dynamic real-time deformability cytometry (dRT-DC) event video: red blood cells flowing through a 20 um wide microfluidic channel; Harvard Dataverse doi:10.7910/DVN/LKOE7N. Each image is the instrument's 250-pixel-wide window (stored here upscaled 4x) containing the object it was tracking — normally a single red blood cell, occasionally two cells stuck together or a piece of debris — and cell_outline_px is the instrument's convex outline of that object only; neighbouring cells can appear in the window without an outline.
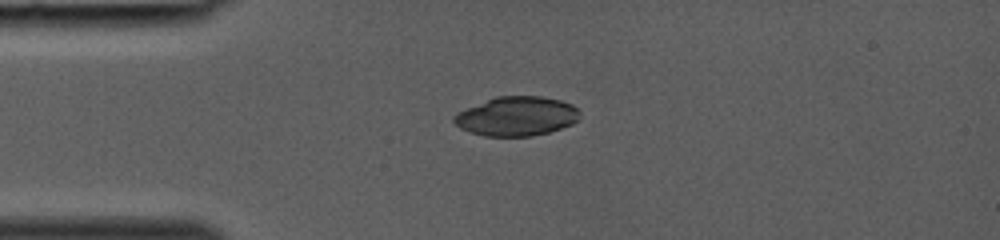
{"species": "common noctule bat (a hibernating species)", "species_latin": "Nyctalus noctula", "temperature_condition": "room temperature", "stored_images_in_passage": 29, "camera_frame_rate_fps": 3000, "um_per_image_px": 0.085, "animal": {"sex": "female", "body_mass_g": 19.0, "forearm_length_mm": 53.3}, "frame": {"image": 1, "passage_image": 1, "time_ms": 0.0, "image_size_px": [1000, 240], "cell_outline_px": [[580, 120], [572, 124], [548, 132], [532, 136], [484, 136], [460, 128], [452, 120], [452, 116], [456, 112], [496, 96], [540, 96], [560, 100], [572, 104], [580, 112]], "centroid_in_image_um": [43.91, 9.88], "position_along_channel_um": 41.1, "area_um2": 28.84}}
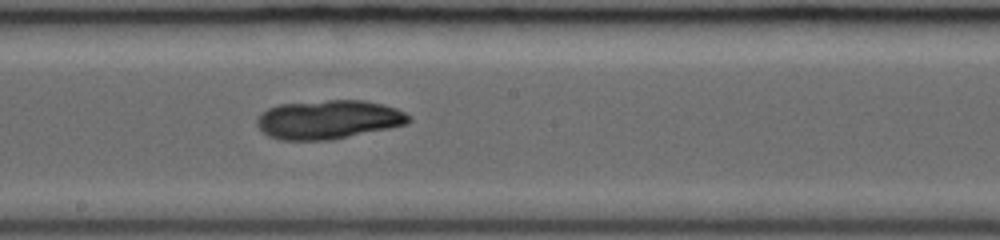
{"frame": {"image": 2, "passage_image": 13, "time_ms": 4.0, "image_size_px": [1000, 240], "cell_outline_px": [[412, 120], [408, 124], [332, 140], [280, 140], [268, 136], [256, 124], [256, 120], [260, 112], [268, 108], [280, 104], [328, 100], [364, 100], [384, 104], [396, 108], [412, 116]], "centroid_in_image_um": [27.93, 10.16], "position_along_channel_um": 220.3, "area_um2": 34.68}}
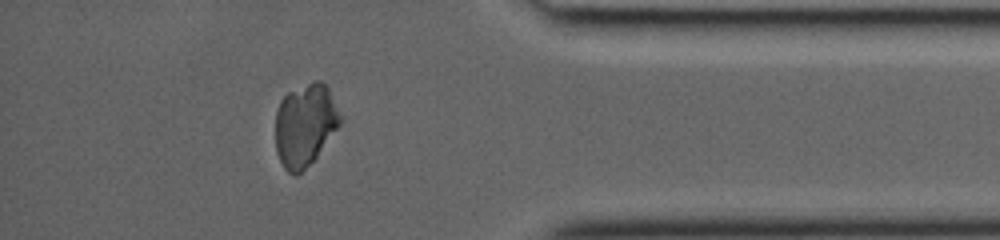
{"frame": {"image": 3, "passage_image": 25, "time_ms": 8.0, "image_size_px": [1000, 240], "cell_outline_px": [[344, 120], [316, 156], [296, 176], [288, 172], [284, 168], [276, 152], [276, 112], [280, 100], [288, 92], [312, 80], [320, 80], [328, 88], [344, 116]], "centroid_in_image_um": [25.95, 10.58], "position_along_channel_um": 409.2, "area_um2": 31.33}}